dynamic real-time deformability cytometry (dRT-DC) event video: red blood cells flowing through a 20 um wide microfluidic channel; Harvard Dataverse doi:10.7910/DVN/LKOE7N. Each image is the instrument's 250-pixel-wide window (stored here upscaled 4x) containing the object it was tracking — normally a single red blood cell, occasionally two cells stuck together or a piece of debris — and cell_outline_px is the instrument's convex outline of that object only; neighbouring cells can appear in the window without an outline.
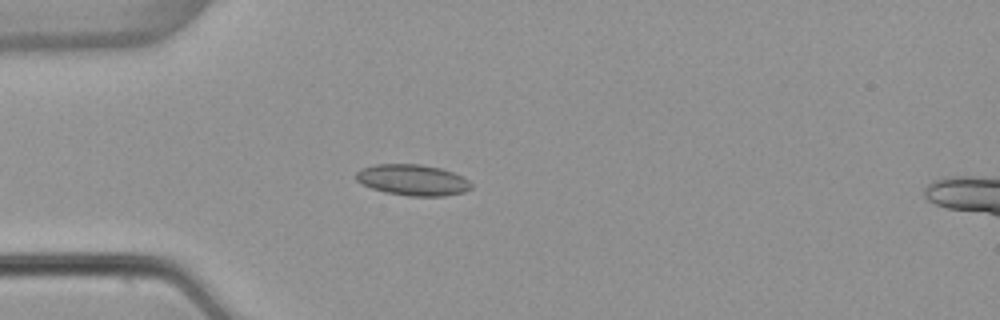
{"species": "common noctule bat (a hibernating species)", "species_latin": "Nyctalus noctula", "temperature_condition": "warm", "stored_images_in_passage": 43, "camera_frame_rate_fps": 3000, "um_per_image_px": 0.085, "animal": {"sex": "female", "body_mass_g": 22.7, "forearm_length_mm": 54.2}, "frame": {"image": 1, "passage_image": 8, "time_ms": 2.333, "image_size_px": [1000, 320], "cell_outline_px": [[472, 188], [464, 192], [444, 196], [408, 196], [384, 192], [360, 184], [356, 180], [356, 172], [360, 168], [376, 164], [420, 164], [440, 168], [464, 176], [472, 184]], "centroid_in_image_um": [35.07, 15.3], "position_along_channel_um": 49.9, "area_um2": 21.04}}
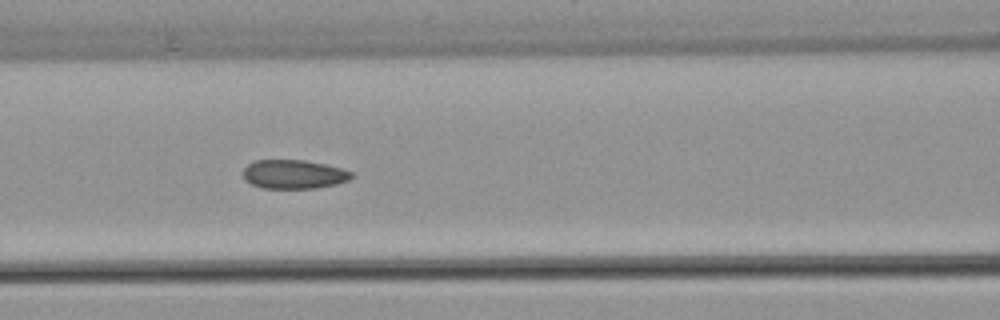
{"frame": {"image": 2, "passage_image": 16, "time_ms": 5.0, "image_size_px": [1000, 320], "cell_outline_px": [[356, 176], [348, 180], [336, 184], [316, 188], [260, 188], [244, 180], [244, 168], [248, 164], [256, 160], [304, 160], [324, 164], [340, 168], [352, 172]], "centroid_in_image_um": [24.98, 14.82], "position_along_channel_um": 141.6, "area_um2": 18.26}}
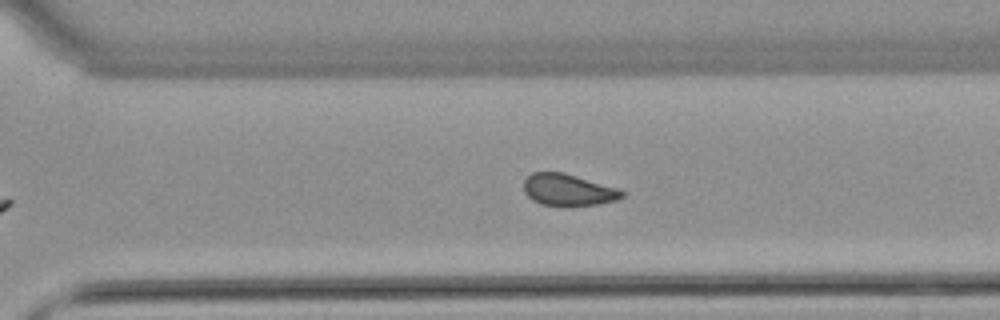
{"frame": {"image": 3, "passage_image": 30, "time_ms": 9.667, "image_size_px": [1000, 320], "cell_outline_px": [[624, 196], [616, 200], [600, 204], [540, 204], [532, 200], [524, 192], [524, 180], [532, 172], [564, 172], [620, 188], [624, 192]], "centroid_in_image_um": [48.31, 16.1], "position_along_channel_um": 322.3, "area_um2": 17.98}, "authors_computed_cell_mechanics": {"area_um2": 19.7098, "velocity_mm_per_s": 3.882, "shape_relaxation_time_tau1_ms": null, "shape_relaxation_time_tau2_ms": 1.8225, "deformation_change_tau1": null, "deformation_change_tau2": 0.0712}}